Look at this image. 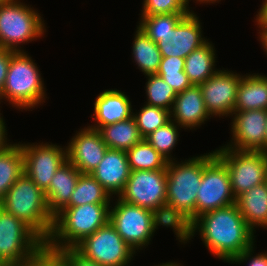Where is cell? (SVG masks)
Returning <instances> with one entry per match:
<instances>
[{"instance_id": "obj_10", "label": "cell", "mask_w": 267, "mask_h": 266, "mask_svg": "<svg viewBox=\"0 0 267 266\" xmlns=\"http://www.w3.org/2000/svg\"><path fill=\"white\" fill-rule=\"evenodd\" d=\"M74 248L101 266H129L136 254L110 222L83 238Z\"/></svg>"}, {"instance_id": "obj_7", "label": "cell", "mask_w": 267, "mask_h": 266, "mask_svg": "<svg viewBox=\"0 0 267 266\" xmlns=\"http://www.w3.org/2000/svg\"><path fill=\"white\" fill-rule=\"evenodd\" d=\"M45 242L22 220L4 211L0 215V254L10 266L34 262Z\"/></svg>"}, {"instance_id": "obj_12", "label": "cell", "mask_w": 267, "mask_h": 266, "mask_svg": "<svg viewBox=\"0 0 267 266\" xmlns=\"http://www.w3.org/2000/svg\"><path fill=\"white\" fill-rule=\"evenodd\" d=\"M166 169L131 171L118 198L126 203L153 211L166 203Z\"/></svg>"}, {"instance_id": "obj_8", "label": "cell", "mask_w": 267, "mask_h": 266, "mask_svg": "<svg viewBox=\"0 0 267 266\" xmlns=\"http://www.w3.org/2000/svg\"><path fill=\"white\" fill-rule=\"evenodd\" d=\"M215 154L226 165L235 198L266 182V152L219 147Z\"/></svg>"}, {"instance_id": "obj_50", "label": "cell", "mask_w": 267, "mask_h": 266, "mask_svg": "<svg viewBox=\"0 0 267 266\" xmlns=\"http://www.w3.org/2000/svg\"><path fill=\"white\" fill-rule=\"evenodd\" d=\"M7 0H0V7L6 2Z\"/></svg>"}, {"instance_id": "obj_39", "label": "cell", "mask_w": 267, "mask_h": 266, "mask_svg": "<svg viewBox=\"0 0 267 266\" xmlns=\"http://www.w3.org/2000/svg\"><path fill=\"white\" fill-rule=\"evenodd\" d=\"M71 264V266H101L97 262L86 258L74 247H66L58 250Z\"/></svg>"}, {"instance_id": "obj_23", "label": "cell", "mask_w": 267, "mask_h": 266, "mask_svg": "<svg viewBox=\"0 0 267 266\" xmlns=\"http://www.w3.org/2000/svg\"><path fill=\"white\" fill-rule=\"evenodd\" d=\"M239 212L249 227L267 229V182L252 187L236 198Z\"/></svg>"}, {"instance_id": "obj_26", "label": "cell", "mask_w": 267, "mask_h": 266, "mask_svg": "<svg viewBox=\"0 0 267 266\" xmlns=\"http://www.w3.org/2000/svg\"><path fill=\"white\" fill-rule=\"evenodd\" d=\"M172 228L176 240L182 244H187L192 236V221L173 205L164 203L152 211L153 232L158 230V226Z\"/></svg>"}, {"instance_id": "obj_44", "label": "cell", "mask_w": 267, "mask_h": 266, "mask_svg": "<svg viewBox=\"0 0 267 266\" xmlns=\"http://www.w3.org/2000/svg\"><path fill=\"white\" fill-rule=\"evenodd\" d=\"M191 0H186V3H187V5H188V7H189V2H190ZM219 1H221V0H196V2L197 3H199V4H202V3H206V4H210V3H218Z\"/></svg>"}, {"instance_id": "obj_46", "label": "cell", "mask_w": 267, "mask_h": 266, "mask_svg": "<svg viewBox=\"0 0 267 266\" xmlns=\"http://www.w3.org/2000/svg\"><path fill=\"white\" fill-rule=\"evenodd\" d=\"M5 211L4 198L0 197V215Z\"/></svg>"}, {"instance_id": "obj_2", "label": "cell", "mask_w": 267, "mask_h": 266, "mask_svg": "<svg viewBox=\"0 0 267 266\" xmlns=\"http://www.w3.org/2000/svg\"><path fill=\"white\" fill-rule=\"evenodd\" d=\"M110 205L85 204L62 208L54 215L52 231L45 245L57 251L74 247L109 222Z\"/></svg>"}, {"instance_id": "obj_29", "label": "cell", "mask_w": 267, "mask_h": 266, "mask_svg": "<svg viewBox=\"0 0 267 266\" xmlns=\"http://www.w3.org/2000/svg\"><path fill=\"white\" fill-rule=\"evenodd\" d=\"M112 197L104 187L91 175L80 174L70 202L65 207L85 204H111Z\"/></svg>"}, {"instance_id": "obj_45", "label": "cell", "mask_w": 267, "mask_h": 266, "mask_svg": "<svg viewBox=\"0 0 267 266\" xmlns=\"http://www.w3.org/2000/svg\"><path fill=\"white\" fill-rule=\"evenodd\" d=\"M155 266H183V265L180 264V263H177V261H176V263L170 261V262L162 263L160 265L158 264V265H155Z\"/></svg>"}, {"instance_id": "obj_27", "label": "cell", "mask_w": 267, "mask_h": 266, "mask_svg": "<svg viewBox=\"0 0 267 266\" xmlns=\"http://www.w3.org/2000/svg\"><path fill=\"white\" fill-rule=\"evenodd\" d=\"M132 44V57L137 64V68L142 71L144 76L156 74L162 60V54L160 53L157 43L152 41L144 31L137 26Z\"/></svg>"}, {"instance_id": "obj_48", "label": "cell", "mask_w": 267, "mask_h": 266, "mask_svg": "<svg viewBox=\"0 0 267 266\" xmlns=\"http://www.w3.org/2000/svg\"><path fill=\"white\" fill-rule=\"evenodd\" d=\"M266 127H267V124H266ZM265 152L267 153V128H266Z\"/></svg>"}, {"instance_id": "obj_32", "label": "cell", "mask_w": 267, "mask_h": 266, "mask_svg": "<svg viewBox=\"0 0 267 266\" xmlns=\"http://www.w3.org/2000/svg\"><path fill=\"white\" fill-rule=\"evenodd\" d=\"M146 104L171 111L177 93L160 76L146 75Z\"/></svg>"}, {"instance_id": "obj_41", "label": "cell", "mask_w": 267, "mask_h": 266, "mask_svg": "<svg viewBox=\"0 0 267 266\" xmlns=\"http://www.w3.org/2000/svg\"><path fill=\"white\" fill-rule=\"evenodd\" d=\"M262 6L259 9V11L257 12L258 14L256 15L255 19V23L258 26V34H259V38L265 33L267 32V0H263L262 1Z\"/></svg>"}, {"instance_id": "obj_1", "label": "cell", "mask_w": 267, "mask_h": 266, "mask_svg": "<svg viewBox=\"0 0 267 266\" xmlns=\"http://www.w3.org/2000/svg\"><path fill=\"white\" fill-rule=\"evenodd\" d=\"M196 232L209 252L227 263L256 242L236 203L198 216L192 222V236Z\"/></svg>"}, {"instance_id": "obj_42", "label": "cell", "mask_w": 267, "mask_h": 266, "mask_svg": "<svg viewBox=\"0 0 267 266\" xmlns=\"http://www.w3.org/2000/svg\"><path fill=\"white\" fill-rule=\"evenodd\" d=\"M1 115L2 113H0V152H2L3 150L7 149L9 146L12 145L11 142L7 141L8 140L7 139L8 134L6 130L7 128L5 126L6 124H5L4 118Z\"/></svg>"}, {"instance_id": "obj_13", "label": "cell", "mask_w": 267, "mask_h": 266, "mask_svg": "<svg viewBox=\"0 0 267 266\" xmlns=\"http://www.w3.org/2000/svg\"><path fill=\"white\" fill-rule=\"evenodd\" d=\"M24 156V172L44 192L57 169L67 161L66 146L52 143H20Z\"/></svg>"}, {"instance_id": "obj_6", "label": "cell", "mask_w": 267, "mask_h": 266, "mask_svg": "<svg viewBox=\"0 0 267 266\" xmlns=\"http://www.w3.org/2000/svg\"><path fill=\"white\" fill-rule=\"evenodd\" d=\"M177 161H168L166 166V203L193 222L196 219V198L202 181L204 154L182 160L181 163Z\"/></svg>"}, {"instance_id": "obj_49", "label": "cell", "mask_w": 267, "mask_h": 266, "mask_svg": "<svg viewBox=\"0 0 267 266\" xmlns=\"http://www.w3.org/2000/svg\"><path fill=\"white\" fill-rule=\"evenodd\" d=\"M20 266H38L35 262L26 264V265H20Z\"/></svg>"}, {"instance_id": "obj_35", "label": "cell", "mask_w": 267, "mask_h": 266, "mask_svg": "<svg viewBox=\"0 0 267 266\" xmlns=\"http://www.w3.org/2000/svg\"><path fill=\"white\" fill-rule=\"evenodd\" d=\"M190 13L161 14L141 17L138 27L147 36H162L174 29L176 25Z\"/></svg>"}, {"instance_id": "obj_11", "label": "cell", "mask_w": 267, "mask_h": 266, "mask_svg": "<svg viewBox=\"0 0 267 266\" xmlns=\"http://www.w3.org/2000/svg\"><path fill=\"white\" fill-rule=\"evenodd\" d=\"M110 205L109 222L115 227L122 239L137 253L148 246L154 236L152 211L126 203L119 198Z\"/></svg>"}, {"instance_id": "obj_16", "label": "cell", "mask_w": 267, "mask_h": 266, "mask_svg": "<svg viewBox=\"0 0 267 266\" xmlns=\"http://www.w3.org/2000/svg\"><path fill=\"white\" fill-rule=\"evenodd\" d=\"M231 117L232 138L221 147L265 152L267 110L234 111Z\"/></svg>"}, {"instance_id": "obj_14", "label": "cell", "mask_w": 267, "mask_h": 266, "mask_svg": "<svg viewBox=\"0 0 267 266\" xmlns=\"http://www.w3.org/2000/svg\"><path fill=\"white\" fill-rule=\"evenodd\" d=\"M242 76L228 69H220L199 85L204 105L212 118L232 116Z\"/></svg>"}, {"instance_id": "obj_5", "label": "cell", "mask_w": 267, "mask_h": 266, "mask_svg": "<svg viewBox=\"0 0 267 266\" xmlns=\"http://www.w3.org/2000/svg\"><path fill=\"white\" fill-rule=\"evenodd\" d=\"M46 32L38 10L20 0H7L0 7V48L25 52L20 44L37 40Z\"/></svg>"}, {"instance_id": "obj_17", "label": "cell", "mask_w": 267, "mask_h": 266, "mask_svg": "<svg viewBox=\"0 0 267 266\" xmlns=\"http://www.w3.org/2000/svg\"><path fill=\"white\" fill-rule=\"evenodd\" d=\"M107 149L108 146L103 141L100 132L85 126L76 131L66 146L67 160L80 173L91 174L103 159Z\"/></svg>"}, {"instance_id": "obj_15", "label": "cell", "mask_w": 267, "mask_h": 266, "mask_svg": "<svg viewBox=\"0 0 267 266\" xmlns=\"http://www.w3.org/2000/svg\"><path fill=\"white\" fill-rule=\"evenodd\" d=\"M199 16L192 11L174 29L162 36H148L157 43L162 57L186 58L192 51L204 45L208 39L203 37Z\"/></svg>"}, {"instance_id": "obj_21", "label": "cell", "mask_w": 267, "mask_h": 266, "mask_svg": "<svg viewBox=\"0 0 267 266\" xmlns=\"http://www.w3.org/2000/svg\"><path fill=\"white\" fill-rule=\"evenodd\" d=\"M80 174L68 160L55 172L49 188L44 192L48 210L53 216L70 202Z\"/></svg>"}, {"instance_id": "obj_40", "label": "cell", "mask_w": 267, "mask_h": 266, "mask_svg": "<svg viewBox=\"0 0 267 266\" xmlns=\"http://www.w3.org/2000/svg\"><path fill=\"white\" fill-rule=\"evenodd\" d=\"M11 51L0 48V94L6 82L8 67L10 64Z\"/></svg>"}, {"instance_id": "obj_36", "label": "cell", "mask_w": 267, "mask_h": 266, "mask_svg": "<svg viewBox=\"0 0 267 266\" xmlns=\"http://www.w3.org/2000/svg\"><path fill=\"white\" fill-rule=\"evenodd\" d=\"M140 17L174 14V13H191V7H188L186 0H143Z\"/></svg>"}, {"instance_id": "obj_3", "label": "cell", "mask_w": 267, "mask_h": 266, "mask_svg": "<svg viewBox=\"0 0 267 266\" xmlns=\"http://www.w3.org/2000/svg\"><path fill=\"white\" fill-rule=\"evenodd\" d=\"M4 207L46 242L52 231L54 216L48 210L44 191L25 172L5 194Z\"/></svg>"}, {"instance_id": "obj_24", "label": "cell", "mask_w": 267, "mask_h": 266, "mask_svg": "<svg viewBox=\"0 0 267 266\" xmlns=\"http://www.w3.org/2000/svg\"><path fill=\"white\" fill-rule=\"evenodd\" d=\"M213 43L207 41L200 48L192 51L184 62V72L192 85H200L215 74L216 52Z\"/></svg>"}, {"instance_id": "obj_9", "label": "cell", "mask_w": 267, "mask_h": 266, "mask_svg": "<svg viewBox=\"0 0 267 266\" xmlns=\"http://www.w3.org/2000/svg\"><path fill=\"white\" fill-rule=\"evenodd\" d=\"M236 203L226 165L215 150L204 154L202 181L196 198V218L204 213Z\"/></svg>"}, {"instance_id": "obj_33", "label": "cell", "mask_w": 267, "mask_h": 266, "mask_svg": "<svg viewBox=\"0 0 267 266\" xmlns=\"http://www.w3.org/2000/svg\"><path fill=\"white\" fill-rule=\"evenodd\" d=\"M179 128L176 122L170 120L164 126L159 127L154 132L150 133L144 139L150 143L162 156L168 161L175 160L171 152L178 143Z\"/></svg>"}, {"instance_id": "obj_43", "label": "cell", "mask_w": 267, "mask_h": 266, "mask_svg": "<svg viewBox=\"0 0 267 266\" xmlns=\"http://www.w3.org/2000/svg\"><path fill=\"white\" fill-rule=\"evenodd\" d=\"M258 40H260L262 44L263 51L267 54V32H265Z\"/></svg>"}, {"instance_id": "obj_38", "label": "cell", "mask_w": 267, "mask_h": 266, "mask_svg": "<svg viewBox=\"0 0 267 266\" xmlns=\"http://www.w3.org/2000/svg\"><path fill=\"white\" fill-rule=\"evenodd\" d=\"M254 247L255 245L253 244L250 248L244 250L240 255L236 256L230 263L242 264L248 261V266H267V252L253 255L255 251Z\"/></svg>"}, {"instance_id": "obj_4", "label": "cell", "mask_w": 267, "mask_h": 266, "mask_svg": "<svg viewBox=\"0 0 267 266\" xmlns=\"http://www.w3.org/2000/svg\"><path fill=\"white\" fill-rule=\"evenodd\" d=\"M11 51L6 82L0 94L15 109L30 110L45 103L46 88L35 60L28 53Z\"/></svg>"}, {"instance_id": "obj_47", "label": "cell", "mask_w": 267, "mask_h": 266, "mask_svg": "<svg viewBox=\"0 0 267 266\" xmlns=\"http://www.w3.org/2000/svg\"><path fill=\"white\" fill-rule=\"evenodd\" d=\"M0 266H10L2 257L0 254Z\"/></svg>"}, {"instance_id": "obj_25", "label": "cell", "mask_w": 267, "mask_h": 266, "mask_svg": "<svg viewBox=\"0 0 267 266\" xmlns=\"http://www.w3.org/2000/svg\"><path fill=\"white\" fill-rule=\"evenodd\" d=\"M108 149L128 151L141 142V136L134 117L98 129Z\"/></svg>"}, {"instance_id": "obj_34", "label": "cell", "mask_w": 267, "mask_h": 266, "mask_svg": "<svg viewBox=\"0 0 267 266\" xmlns=\"http://www.w3.org/2000/svg\"><path fill=\"white\" fill-rule=\"evenodd\" d=\"M139 112L133 113L137 127L143 138L164 126L170 119V111L145 104Z\"/></svg>"}, {"instance_id": "obj_37", "label": "cell", "mask_w": 267, "mask_h": 266, "mask_svg": "<svg viewBox=\"0 0 267 266\" xmlns=\"http://www.w3.org/2000/svg\"><path fill=\"white\" fill-rule=\"evenodd\" d=\"M34 262L38 266H71L59 251L53 250L46 245L38 251Z\"/></svg>"}, {"instance_id": "obj_30", "label": "cell", "mask_w": 267, "mask_h": 266, "mask_svg": "<svg viewBox=\"0 0 267 266\" xmlns=\"http://www.w3.org/2000/svg\"><path fill=\"white\" fill-rule=\"evenodd\" d=\"M131 171L166 169L168 160L145 139L126 151Z\"/></svg>"}, {"instance_id": "obj_20", "label": "cell", "mask_w": 267, "mask_h": 266, "mask_svg": "<svg viewBox=\"0 0 267 266\" xmlns=\"http://www.w3.org/2000/svg\"><path fill=\"white\" fill-rule=\"evenodd\" d=\"M121 90L108 89L98 94L94 102L92 129L98 130L102 126L124 121L132 117L133 108L129 97ZM94 117V118H93Z\"/></svg>"}, {"instance_id": "obj_19", "label": "cell", "mask_w": 267, "mask_h": 266, "mask_svg": "<svg viewBox=\"0 0 267 266\" xmlns=\"http://www.w3.org/2000/svg\"><path fill=\"white\" fill-rule=\"evenodd\" d=\"M211 116L204 105L202 91L199 85H192L183 92L177 93L170 119L176 122L183 129H197Z\"/></svg>"}, {"instance_id": "obj_22", "label": "cell", "mask_w": 267, "mask_h": 266, "mask_svg": "<svg viewBox=\"0 0 267 266\" xmlns=\"http://www.w3.org/2000/svg\"><path fill=\"white\" fill-rule=\"evenodd\" d=\"M267 110V75H243L237 90L234 111Z\"/></svg>"}, {"instance_id": "obj_28", "label": "cell", "mask_w": 267, "mask_h": 266, "mask_svg": "<svg viewBox=\"0 0 267 266\" xmlns=\"http://www.w3.org/2000/svg\"><path fill=\"white\" fill-rule=\"evenodd\" d=\"M24 172V156L19 143H13L0 152V197L4 198L10 187Z\"/></svg>"}, {"instance_id": "obj_31", "label": "cell", "mask_w": 267, "mask_h": 266, "mask_svg": "<svg viewBox=\"0 0 267 266\" xmlns=\"http://www.w3.org/2000/svg\"><path fill=\"white\" fill-rule=\"evenodd\" d=\"M184 58L162 57L156 75L160 76L176 93L183 92L192 86L188 76L184 72Z\"/></svg>"}, {"instance_id": "obj_18", "label": "cell", "mask_w": 267, "mask_h": 266, "mask_svg": "<svg viewBox=\"0 0 267 266\" xmlns=\"http://www.w3.org/2000/svg\"><path fill=\"white\" fill-rule=\"evenodd\" d=\"M126 151L107 149L103 159L91 175L104 187L111 197L118 196L124 190L130 176Z\"/></svg>"}]
</instances>
